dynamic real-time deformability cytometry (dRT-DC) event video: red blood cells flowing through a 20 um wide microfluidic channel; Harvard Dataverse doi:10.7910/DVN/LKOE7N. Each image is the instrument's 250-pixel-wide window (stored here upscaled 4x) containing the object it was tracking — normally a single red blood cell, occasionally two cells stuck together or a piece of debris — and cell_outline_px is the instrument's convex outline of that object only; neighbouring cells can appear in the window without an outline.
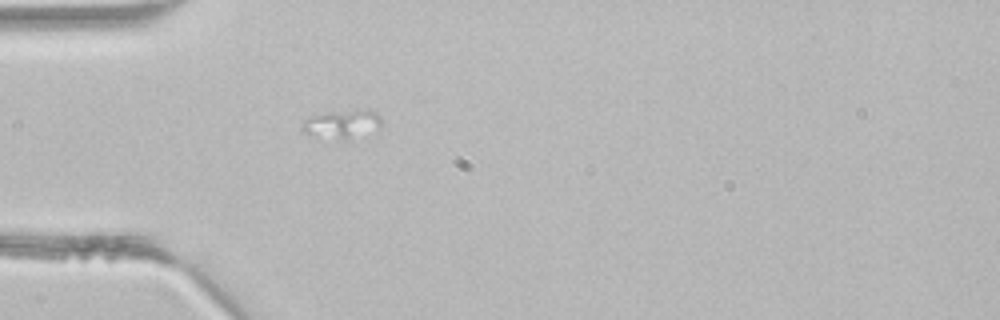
{"species": "common noctule bat (a hibernating species)", "species_latin": "Nyctalus noctula", "temperature_condition": "room temperature", "stored_images_in_passage": 4, "camera_frame_rate_fps": 3000, "um_per_image_px": 0.085, "animal": {"sex": "male", "body_mass_g": 21.5, "forearm_length_mm": 52.0}, "frame": {"image": 1, "passage_image": 4, "time_ms": 1.0, "image_size_px": [1000, 320], "cell_outline_px": [[380, 124], [348, 140], [316, 136], [304, 132], [300, 128], [304, 120], [312, 116], [332, 112], [364, 108], [368, 108], [376, 112], [380, 116]], "centroid_in_image_um": [29.03, 10.51], "position_along_channel_um": 56.0, "area_um2": 12.72}}